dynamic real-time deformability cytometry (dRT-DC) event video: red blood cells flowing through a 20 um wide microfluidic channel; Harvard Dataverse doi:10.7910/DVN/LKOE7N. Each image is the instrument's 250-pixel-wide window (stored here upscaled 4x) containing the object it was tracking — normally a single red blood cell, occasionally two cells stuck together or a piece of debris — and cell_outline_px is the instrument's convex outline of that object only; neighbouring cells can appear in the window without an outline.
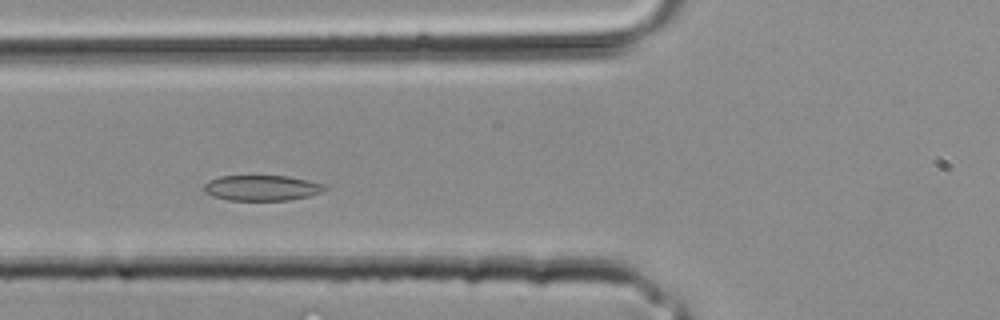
{"species": "common noctule bat (a hibernating species)", "species_latin": "Nyctalus noctula", "temperature_condition": "room temperature", "stored_images_in_passage": 28, "camera_frame_rate_fps": 3000, "um_per_image_px": 0.085, "animal": {"sex": "male", "body_mass_g": 20.4}, "frame": {"image": 1, "passage_image": 7, "time_ms": 2.0, "image_size_px": [1000, 320], "cell_outline_px": [[328, 188], [320, 192], [308, 196], [288, 200], [228, 200], [212, 196], [204, 192], [204, 184], [208, 180], [220, 176], [288, 176], [308, 180], [324, 184]], "centroid_in_image_um": [22.23, 15.97], "position_along_channel_um": 103.6, "area_um2": 17.92}}
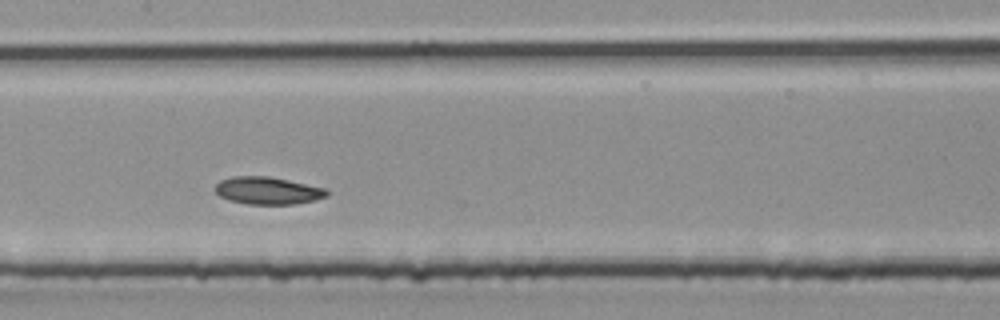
{"frame": {"image": 2, "passage_image": 11, "time_ms": 3.333, "image_size_px": [1000, 320], "cell_outline_px": [[328, 196], [312, 200], [292, 204], [248, 204], [228, 200], [220, 196], [216, 192], [216, 184], [220, 180], [232, 176], [268, 176], [288, 180], [324, 188], [328, 192]], "centroid_in_image_um": [22.71, 16.2], "position_along_channel_um": 184.7, "area_um2": 17.63}}
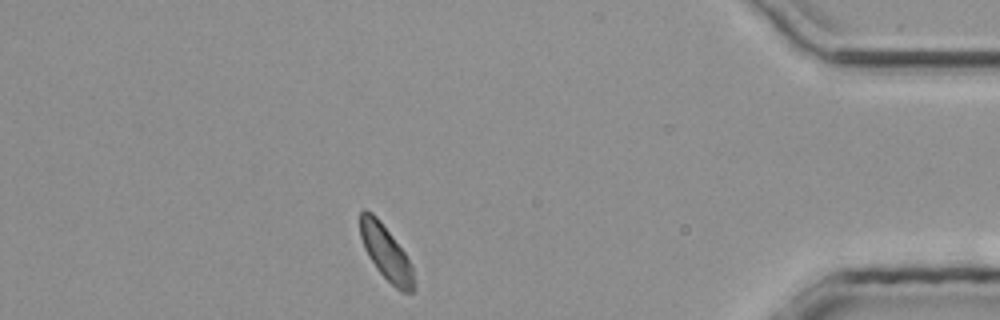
{"frame": {"image": 3, "passage_image": 24, "time_ms": 7.667, "image_size_px": [1000, 320], "cell_outline_px": [[416, 288], [412, 292], [400, 292], [376, 268], [368, 256], [364, 248], [360, 236], [360, 212], [364, 208], [372, 212], [376, 216], [392, 236], [404, 252], [412, 268], [416, 284]], "centroid_in_image_um": [32.8, 21.49], "position_along_channel_um": 402.4, "area_um2": 16.99}}